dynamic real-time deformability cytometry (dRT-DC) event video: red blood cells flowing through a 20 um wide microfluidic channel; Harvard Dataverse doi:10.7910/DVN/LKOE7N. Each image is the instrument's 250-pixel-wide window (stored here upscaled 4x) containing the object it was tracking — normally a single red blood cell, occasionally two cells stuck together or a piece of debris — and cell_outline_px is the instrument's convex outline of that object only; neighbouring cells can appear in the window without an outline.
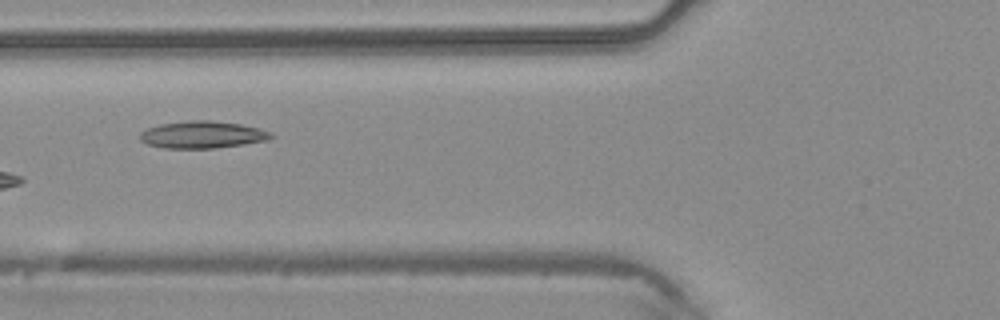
{"species": "common noctule bat (a hibernating species)", "species_latin": "Nyctalus noctula", "temperature_condition": "warm", "stored_images_in_passage": 4, "camera_frame_rate_fps": 3000, "um_per_image_px": 0.085, "animal": {"sex": "male", "body_mass_g": 20.4}, "frame": {"image": 1, "passage_image": 4, "time_ms": 1.0, "image_size_px": [1000, 320], "cell_outline_px": [[276, 136], [268, 140], [244, 144], [212, 148], [164, 148], [148, 144], [140, 140], [140, 132], [148, 128], [160, 124], [192, 120], [208, 120], [240, 124], [256, 128], [268, 132]], "centroid_in_image_um": [17.18, 11.45], "position_along_channel_um": 108.6, "area_um2": 20.46}}